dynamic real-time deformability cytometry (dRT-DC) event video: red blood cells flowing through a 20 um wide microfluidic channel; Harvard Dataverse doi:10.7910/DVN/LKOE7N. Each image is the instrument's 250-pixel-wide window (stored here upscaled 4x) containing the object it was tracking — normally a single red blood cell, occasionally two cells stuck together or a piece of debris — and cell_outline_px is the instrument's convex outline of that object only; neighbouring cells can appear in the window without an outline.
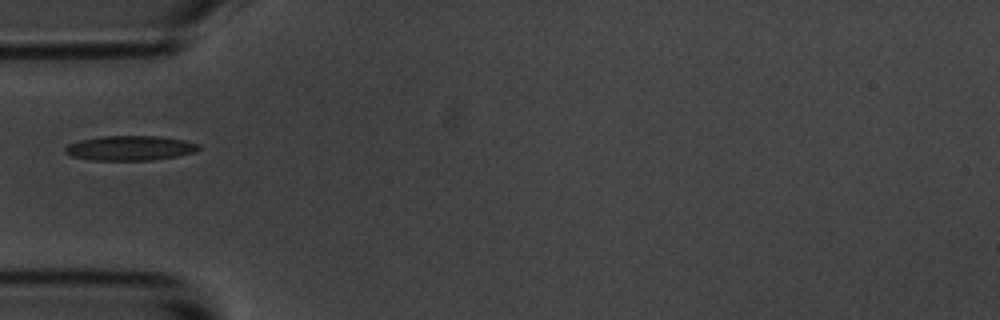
{"species": "common noctule bat (a hibernating species)", "species_latin": "Nyctalus noctula", "temperature_condition": "room temperature", "stored_images_in_passage": 9, "camera_frame_rate_fps": 3000, "um_per_image_px": 0.085, "animal": {"sex": "male", "body_mass_g": 20.1, "forearm_length_mm": 53.5}, "frame": {"image": 1, "passage_image": 6, "time_ms": 6.0, "image_size_px": [1000, 320], "cell_outline_px": [[200, 148], [196, 152], [176, 156], [152, 160], [92, 160], [72, 156], [64, 152], [64, 148], [68, 144], [80, 140], [100, 136], [160, 136], [184, 140], [200, 144]], "centroid_in_image_um": [11.06, 12.58], "position_along_channel_um": 73.9, "area_um2": 19.31}}
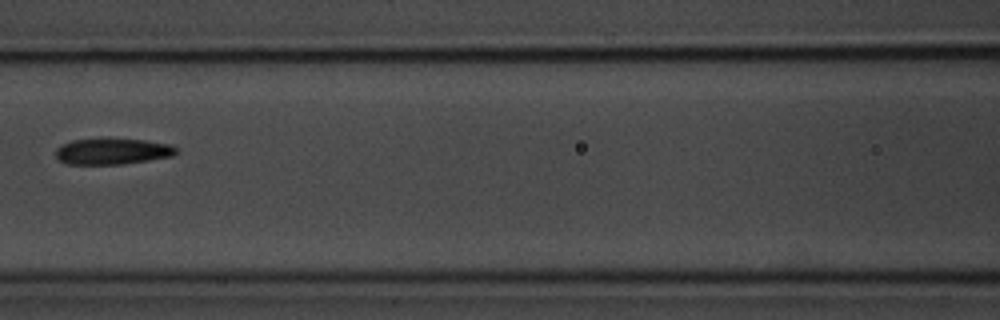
{"frame": {"image": 2, "passage_image": 8, "time_ms": 8.333, "image_size_px": [1000, 320], "cell_outline_px": [[176, 152], [172, 156], [124, 164], [68, 164], [56, 160], [56, 148], [72, 140], [144, 140], [168, 144], [176, 148]], "centroid_in_image_um": [9.52, 12.89], "position_along_channel_um": 157.1, "area_um2": 17.8}}
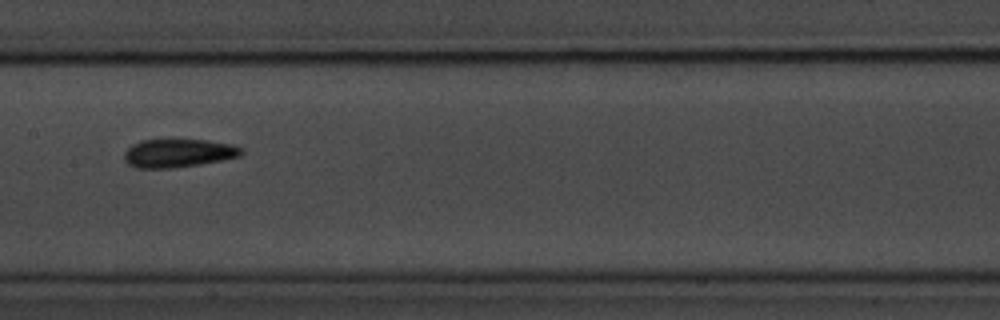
{"frame": {"image": 3, "passage_image": 9, "time_ms": 9.333, "image_size_px": [1000, 320], "cell_outline_px": [[244, 152], [240, 156], [200, 164], [172, 168], [136, 168], [128, 164], [124, 160], [124, 152], [132, 144], [140, 140], [208, 140], [232, 144], [244, 148]], "centroid_in_image_um": [15.15, 13.01], "position_along_channel_um": 192.2, "area_um2": 19.42}}